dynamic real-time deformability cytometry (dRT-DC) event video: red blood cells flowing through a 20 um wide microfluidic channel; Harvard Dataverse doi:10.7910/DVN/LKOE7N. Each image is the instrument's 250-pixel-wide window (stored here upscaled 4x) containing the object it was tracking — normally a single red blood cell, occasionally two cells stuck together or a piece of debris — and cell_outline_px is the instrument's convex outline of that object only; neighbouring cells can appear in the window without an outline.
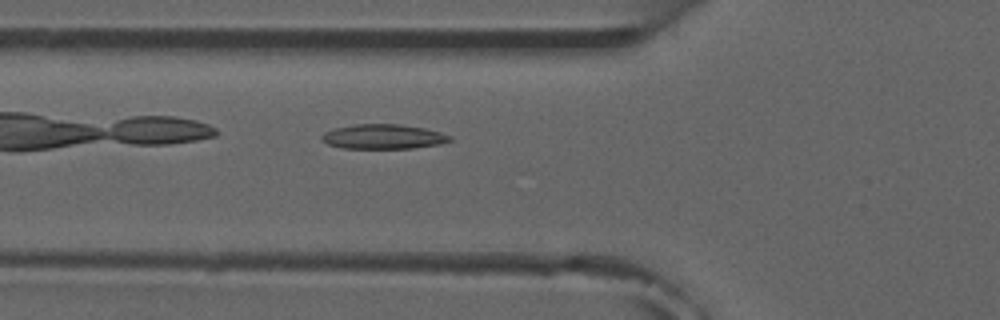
{"species": "common noctule bat (a hibernating species)", "species_latin": "Nyctalus noctula", "temperature_condition": "room temperature", "stored_images_in_passage": 6, "camera_frame_rate_fps": 3000, "um_per_image_px": 0.085, "animal": {"sex": "male", "forearm_length_mm": 52.5}, "frame": {"image": 1, "passage_image": 6, "time_ms": 6.0, "image_size_px": [1000, 320], "cell_outline_px": [[452, 140], [440, 144], [412, 148], [340, 148], [328, 144], [320, 140], [320, 136], [324, 132], [332, 128], [352, 124], [400, 124], [424, 128], [440, 132], [452, 136]], "centroid_in_image_um": [32.53, 11.61], "position_along_channel_um": 93.3, "area_um2": 18.61}}